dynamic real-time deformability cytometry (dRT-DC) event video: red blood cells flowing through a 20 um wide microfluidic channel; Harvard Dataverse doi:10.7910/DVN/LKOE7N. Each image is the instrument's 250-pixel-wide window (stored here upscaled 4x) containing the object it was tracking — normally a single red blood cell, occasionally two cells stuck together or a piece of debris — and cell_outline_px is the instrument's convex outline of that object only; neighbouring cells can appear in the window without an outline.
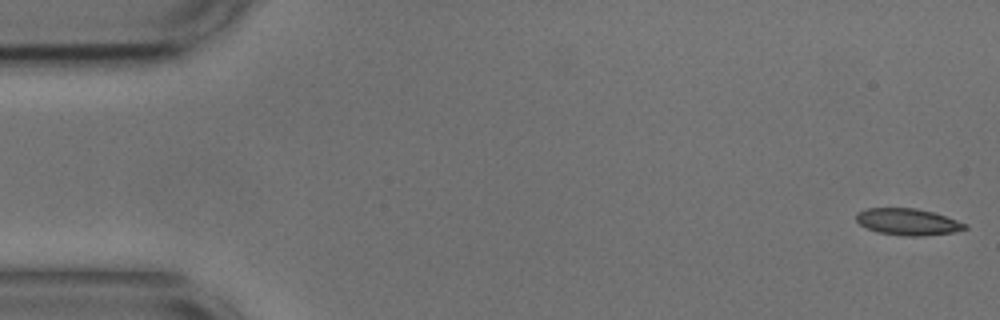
{"species": "common noctule bat (a hibernating species)", "species_latin": "Nyctalus noctula", "temperature_condition": "cold", "stored_images_in_passage": 4, "camera_frame_rate_fps": 3000, "um_per_image_px": 0.085, "animal": {"sex": "male", "body_mass_g": 17.9, "forearm_length_mm": 54.2}, "frame": {"image": 1, "passage_image": 1, "time_ms": 0.0, "image_size_px": [1000, 320], "cell_outline_px": [[968, 228], [952, 232], [924, 236], [904, 236], [876, 232], [860, 224], [856, 220], [856, 212], [868, 208], [916, 208], [932, 212], [968, 224]], "centroid_in_image_um": [77.14, 18.86], "position_along_channel_um": 7.9, "area_um2": 16.82}}